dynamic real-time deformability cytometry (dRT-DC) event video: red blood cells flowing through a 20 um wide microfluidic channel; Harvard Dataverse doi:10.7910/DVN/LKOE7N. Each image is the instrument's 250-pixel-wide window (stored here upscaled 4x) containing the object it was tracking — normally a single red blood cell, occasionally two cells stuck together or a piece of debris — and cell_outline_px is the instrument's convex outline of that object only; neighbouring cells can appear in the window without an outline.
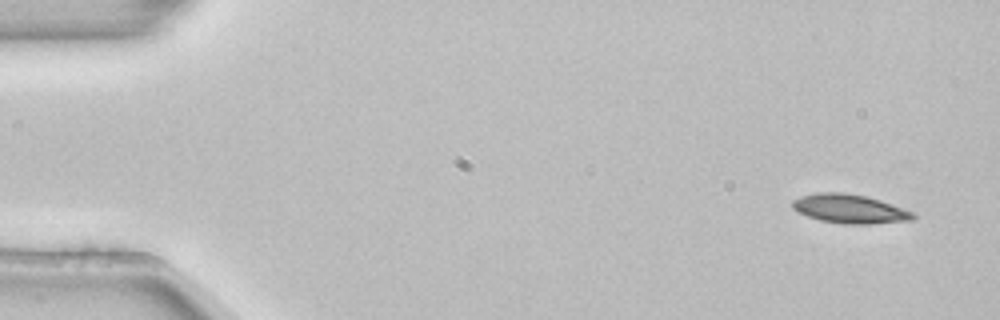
{"species": "common noctule bat (a hibernating species)", "species_latin": "Nyctalus noctula", "temperature_condition": "room temperature", "stored_images_in_passage": 5, "camera_frame_rate_fps": 3000, "um_per_image_px": 0.085, "animal": {"sex": "female", "body_mass_g": 22.7, "forearm_length_mm": 54.2}, "frame": {"image": 1, "passage_image": 1, "time_ms": 0.0, "image_size_px": [1000, 320], "cell_outline_px": [[916, 216], [912, 220], [868, 224], [844, 224], [820, 220], [796, 212], [792, 208], [792, 200], [800, 196], [820, 192], [844, 192], [868, 196], [892, 204], [912, 212]], "centroid_in_image_um": [72.19, 17.74], "position_along_channel_um": 12.8, "area_um2": 20.4}}
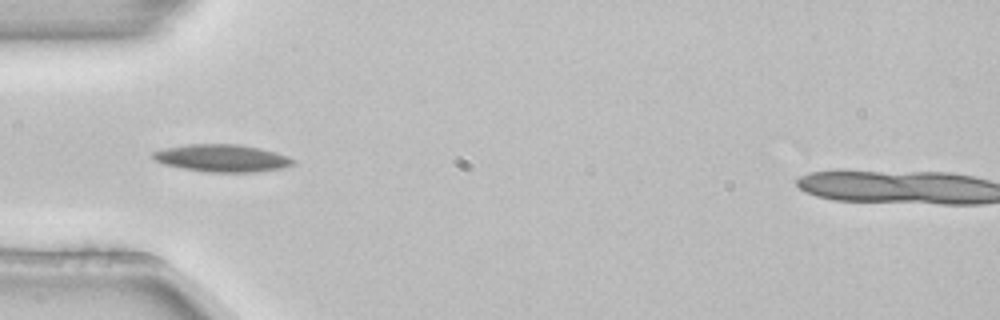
{"frame": {"image": 2, "passage_image": 4, "time_ms": 1.0, "image_size_px": [1000, 320], "cell_outline_px": [[296, 164], [284, 168], [252, 172], [208, 172], [184, 168], [164, 164], [156, 160], [152, 156], [152, 152], [164, 148], [188, 144], [240, 144], [260, 148], [276, 152], [288, 156], [296, 160]], "centroid_in_image_um": [18.93, 13.43], "position_along_channel_um": 66.1, "area_um2": 22.43}}